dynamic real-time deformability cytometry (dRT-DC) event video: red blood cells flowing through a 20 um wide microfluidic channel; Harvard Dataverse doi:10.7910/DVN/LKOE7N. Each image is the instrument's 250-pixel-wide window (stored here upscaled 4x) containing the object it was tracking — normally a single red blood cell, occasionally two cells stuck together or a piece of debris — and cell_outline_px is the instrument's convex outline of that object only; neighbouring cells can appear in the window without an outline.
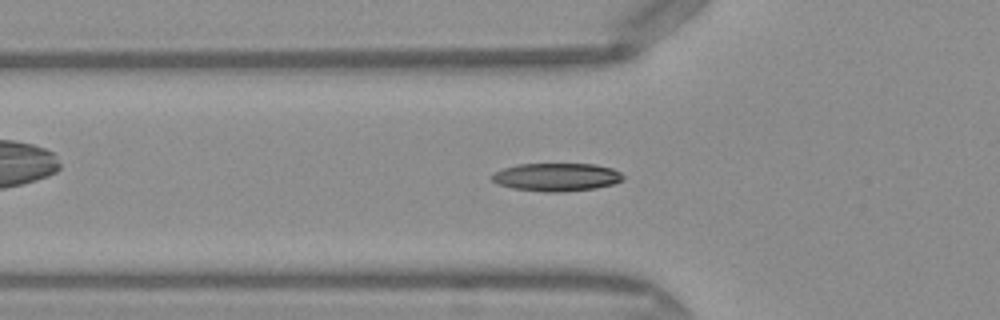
{"species": "Egyptian fruit bat (a non-hibernating species)", "species_latin": "Rousettus aegyptiacus", "temperature_condition": "warm", "stored_images_in_passage": 50, "camera_frame_rate_fps": 3000, "um_per_image_px": 0.085, "frame": {"image": 1, "passage_image": 17, "time_ms": 5.333, "image_size_px": [1000, 320], "cell_outline_px": [[624, 180], [612, 184], [596, 188], [564, 192], [544, 192], [512, 188], [496, 184], [488, 176], [492, 172], [516, 164], [596, 164], [612, 168], [620, 172], [624, 176]], "centroid_in_image_um": [47.27, 15.05], "position_along_channel_um": 78.5, "area_um2": 21.79}}
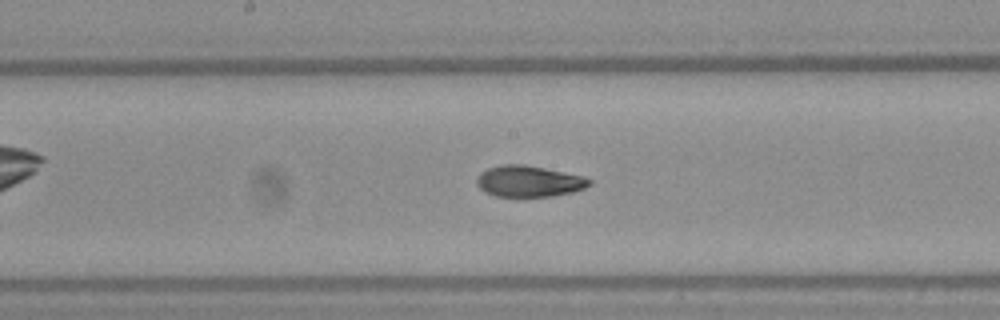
{"frame": {"image": 2, "passage_image": 26, "time_ms": 8.333, "image_size_px": [1000, 320], "cell_outline_px": [[592, 184], [584, 188], [572, 192], [552, 196], [520, 200], [496, 196], [484, 192], [476, 184], [476, 180], [480, 172], [488, 168], [500, 164], [524, 164], [584, 176], [592, 180]], "centroid_in_image_um": [44.92, 15.45], "position_along_channel_um": 203.3, "area_um2": 21.33}}
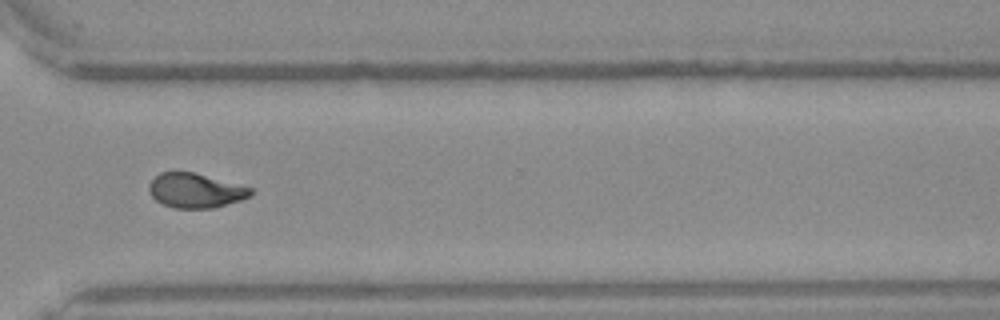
{"frame": {"image": 3, "passage_image": 37, "time_ms": 12.0, "image_size_px": [1000, 320], "cell_outline_px": [[252, 192], [248, 196], [240, 200], [212, 208], [176, 208], [164, 204], [156, 200], [152, 196], [148, 188], [148, 184], [160, 172], [192, 172], [252, 188]], "centroid_in_image_um": [16.57, 16.19], "position_along_channel_um": 354.0, "area_um2": 20.0}, "authors_computed_cell_mechanics": {"area_um2": 20.6057, "velocity_mm_per_s": 4.1156, "shape_relaxation_time_tau1_ms": 6.9666, "shape_relaxation_time_tau2_ms": 2.0976, "deformation_change_tau1": 0.214, "deformation_change_tau2": 0.0689}}